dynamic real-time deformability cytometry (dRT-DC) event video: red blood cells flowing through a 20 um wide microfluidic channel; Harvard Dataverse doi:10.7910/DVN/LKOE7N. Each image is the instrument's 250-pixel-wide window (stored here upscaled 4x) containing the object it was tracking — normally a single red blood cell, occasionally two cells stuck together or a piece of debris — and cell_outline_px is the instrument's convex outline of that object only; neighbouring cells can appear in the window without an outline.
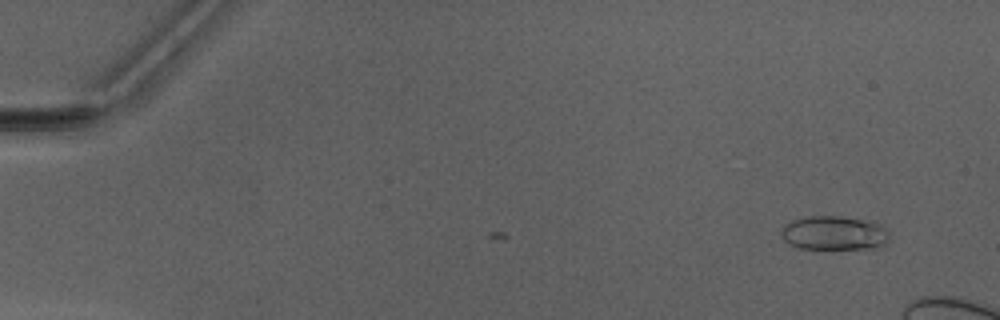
{"species": "Egyptian fruit bat (a non-hibernating species)", "species_latin": "Rousettus aegyptiacus", "temperature_condition": "warm", "stored_images_in_passage": 2, "camera_frame_rate_fps": 3000, "um_per_image_px": 0.085, "animal": {"sex": "male"}, "frame": {"image": 1, "passage_image": 2, "time_ms": 0.333, "image_size_px": [1000, 320], "cell_outline_px": [[888, 244], [884, 248], [796, 248], [788, 244], [784, 240], [780, 232], [784, 224], [792, 220], [808, 216], [840, 216], [880, 224], [888, 232]], "centroid_in_image_um": [70.88, 19.82], "position_along_channel_um": 14.1, "area_um2": 21.5}}